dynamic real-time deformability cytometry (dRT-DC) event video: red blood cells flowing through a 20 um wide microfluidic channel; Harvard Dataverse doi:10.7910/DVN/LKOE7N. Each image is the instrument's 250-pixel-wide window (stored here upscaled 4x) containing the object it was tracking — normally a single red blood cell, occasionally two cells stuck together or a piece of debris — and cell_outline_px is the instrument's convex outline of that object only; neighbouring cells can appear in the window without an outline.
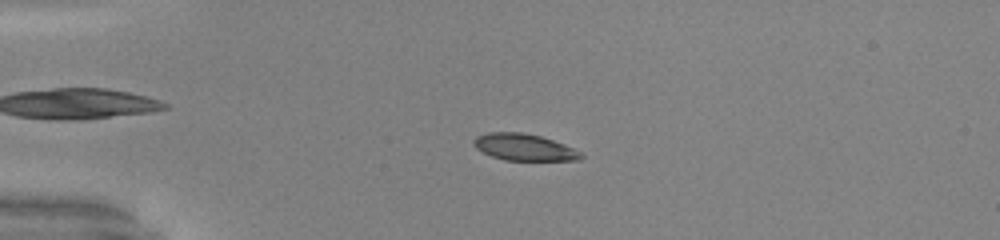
{"species": "common noctule bat (a hibernating species)", "species_latin": "Nyctalus noctula", "temperature_condition": "warm", "stored_images_in_passage": 51, "camera_frame_rate_fps": 3000, "um_per_image_px": 0.085, "animal": {"sex": "male", "body_mass_g": 20.0, "forearm_length_mm": 53.3}, "frame": {"image": 1, "passage_image": 13, "time_ms": 4.0, "image_size_px": [1000, 240], "cell_outline_px": [[584, 156], [580, 160], [504, 160], [492, 156], [476, 148], [472, 144], [472, 140], [476, 136], [488, 132], [524, 132], [540, 136], [564, 144], [580, 152]], "centroid_in_image_um": [44.52, 12.5], "position_along_channel_um": 40.5, "area_um2": 16.65}}
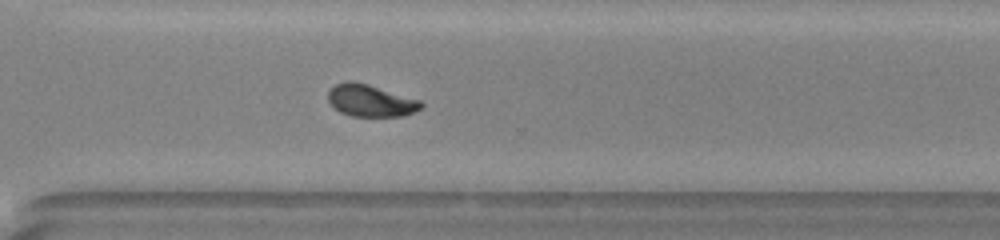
{"frame": {"image": 2, "passage_image": 38, "time_ms": 12.333, "image_size_px": [1000, 240], "cell_outline_px": [[424, 104], [420, 108], [404, 116], [352, 116], [340, 112], [328, 100], [328, 92], [336, 84], [348, 80], [352, 80], [368, 84], [420, 100]], "centroid_in_image_um": [31.49, 8.54], "position_along_channel_um": 339.1, "area_um2": 17.17}}
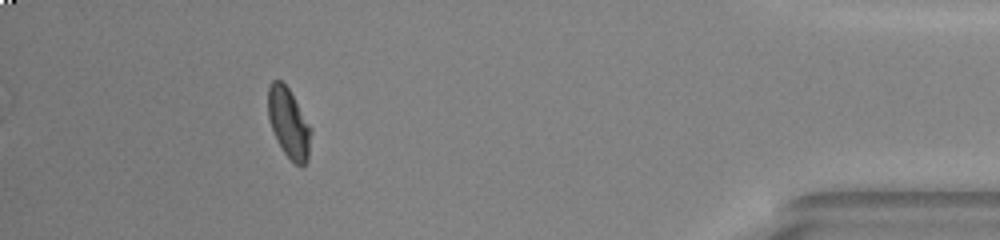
{"frame": {"image": 3, "passage_image": 47, "time_ms": 15.333, "image_size_px": [1000, 240], "cell_outline_px": [[312, 132], [308, 160], [300, 168], [284, 152], [276, 140], [268, 116], [268, 88], [272, 80], [280, 80], [288, 88], [312, 128]], "centroid_in_image_um": [24.56, 10.48], "position_along_channel_um": 410.6, "area_um2": 17.4}, "authors_computed_cell_mechanics": {"area_um2": 17.3978, "velocity_mm_per_s": 4.0681, "shape_relaxation_time_tau1_ms": 3.0865, "shape_relaxation_time_tau2_ms": 1.1657, "deformation_change_tau1": 0.1596, "deformation_change_tau2": 0.0441}}